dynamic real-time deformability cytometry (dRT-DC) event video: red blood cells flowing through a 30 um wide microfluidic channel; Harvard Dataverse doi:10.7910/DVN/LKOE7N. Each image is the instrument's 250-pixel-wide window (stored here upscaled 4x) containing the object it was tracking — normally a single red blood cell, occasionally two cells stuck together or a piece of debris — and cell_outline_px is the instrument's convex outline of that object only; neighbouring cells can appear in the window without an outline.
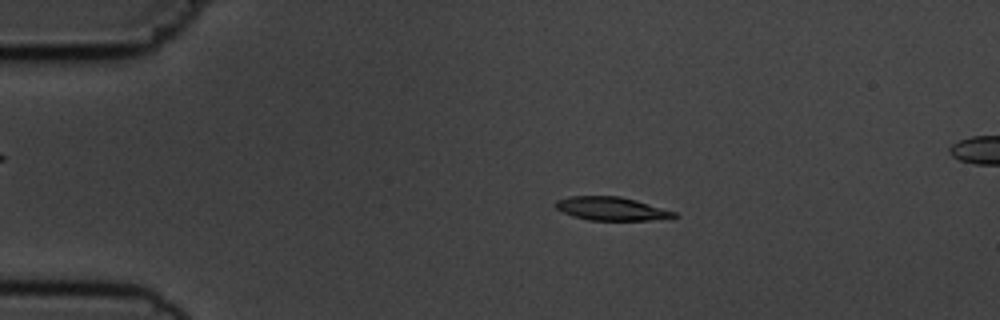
{"species": "common noctule bat (a hibernating species)", "species_latin": "Nyctalus noctula", "temperature_condition": "cold", "stored_images_in_passage": 5, "camera_frame_rate_fps": 3000, "um_per_image_px": 0.085, "animal": {"sex": "male", "body_mass_g": 19.5, "forearm_length_mm": 54.6}, "frame": {"image": 1, "passage_image": 3, "time_ms": 2.333, "image_size_px": [1000, 320], "cell_outline_px": [[680, 216], [648, 220], [588, 220], [572, 216], [556, 208], [556, 200], [568, 196], [620, 196], [636, 200], [676, 212]], "centroid_in_image_um": [51.96, 17.73], "position_along_channel_um": 33.0, "area_um2": 16.07}}